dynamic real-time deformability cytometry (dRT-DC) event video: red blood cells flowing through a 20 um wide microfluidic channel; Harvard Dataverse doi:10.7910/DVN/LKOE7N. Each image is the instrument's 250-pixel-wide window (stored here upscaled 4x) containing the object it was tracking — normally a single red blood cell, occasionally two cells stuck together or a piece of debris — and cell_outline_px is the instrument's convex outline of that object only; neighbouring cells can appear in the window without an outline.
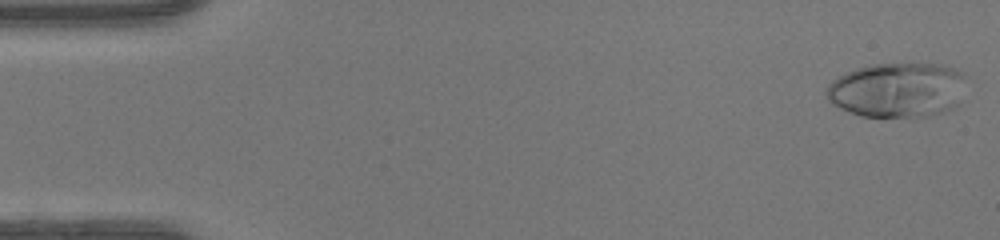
{"species": "human", "species_latin": "Homo sapiens", "temperature_condition": "warm", "stored_images_in_passage": 14, "camera_frame_rate_fps": 3000, "um_per_image_px": 0.085, "donor": {"sex": "female"}, "frame": {"image": 1, "passage_image": 1, "time_ms": 0.0, "image_size_px": [1000, 240], "cell_outline_px": [[964, 76], [960, 104], [944, 112], [912, 120], [860, 116], [840, 108], [832, 104], [828, 100], [824, 92], [828, 84], [832, 80], [856, 68], [872, 64], [944, 64], [956, 68], [964, 72]], "centroid_in_image_um": [76.29, 7.69], "position_along_channel_um": 8.7, "area_um2": 45.84}}